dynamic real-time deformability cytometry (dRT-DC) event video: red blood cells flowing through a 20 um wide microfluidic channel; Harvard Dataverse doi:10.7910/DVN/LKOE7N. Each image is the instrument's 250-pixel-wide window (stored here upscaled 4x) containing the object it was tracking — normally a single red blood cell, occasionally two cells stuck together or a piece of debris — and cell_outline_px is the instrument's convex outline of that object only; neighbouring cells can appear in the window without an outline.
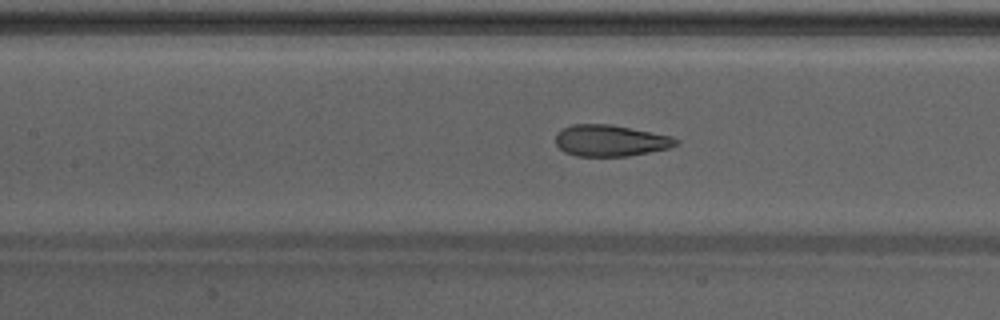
{"species": "Egyptian fruit bat (a non-hibernating species)", "species_latin": "Rousettus aegyptiacus", "temperature_condition": "warm", "stored_images_in_passage": 49, "camera_frame_rate_fps": 3000, "um_per_image_px": 0.085, "animal": {"sex": "male"}, "frame": {"image": 1, "passage_image": 23, "time_ms": 7.333, "image_size_px": [1000, 320], "cell_outline_px": [[680, 144], [668, 148], [628, 156], [576, 156], [564, 152], [556, 144], [556, 136], [564, 128], [572, 124], [612, 124], [672, 136], [680, 140]], "centroid_in_image_um": [51.92, 11.95], "position_along_channel_um": 155.5, "area_um2": 22.02}}
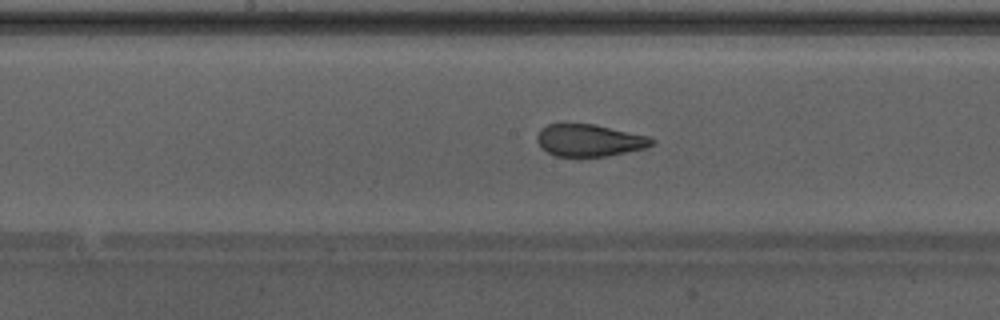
{"frame": {"image": 2, "passage_image": 26, "time_ms": 8.333, "image_size_px": [1000, 320], "cell_outline_px": [[656, 144], [644, 148], [608, 156], [556, 156], [548, 152], [536, 140], [536, 136], [540, 128], [548, 124], [596, 124], [648, 136], [656, 140]], "centroid_in_image_um": [50.12, 11.92], "position_along_channel_um": 198.1, "area_um2": 21.44}}
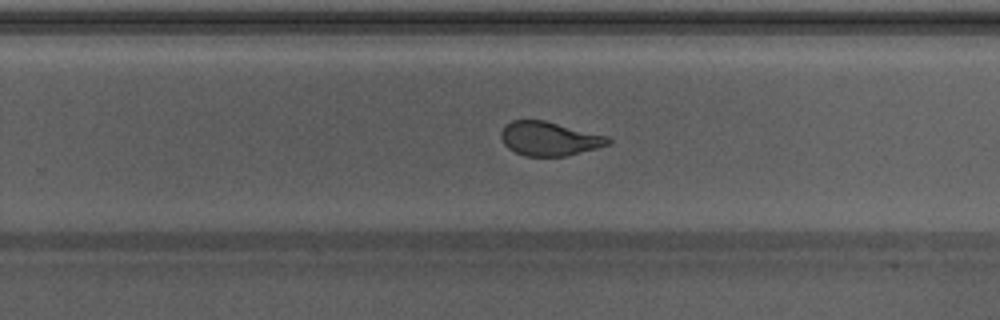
{"frame": {"image": 3, "passage_image": 32, "time_ms": 10.333, "image_size_px": [1000, 320], "cell_outline_px": [[612, 144], [564, 156], [524, 156], [508, 148], [504, 144], [500, 136], [500, 132], [504, 124], [512, 120], [544, 120], [608, 136], [612, 140]], "centroid_in_image_um": [46.67, 11.78], "position_along_channel_um": 283.1, "area_um2": 21.27}, "authors_computed_cell_mechanics": {"area_um2": 23.8136, "velocity_mm_per_s": 4.2632, "shape_relaxation_time_tau1_ms": null, "shape_relaxation_time_tau2_ms": 0.9322, "deformation_change_tau1": null, "deformation_change_tau2": 0.0708}}